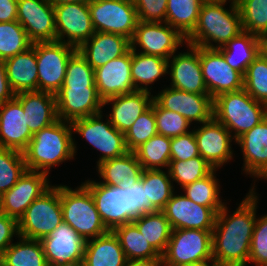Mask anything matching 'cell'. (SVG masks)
Masks as SVG:
<instances>
[{
	"label": "cell",
	"mask_w": 267,
	"mask_h": 266,
	"mask_svg": "<svg viewBox=\"0 0 267 266\" xmlns=\"http://www.w3.org/2000/svg\"><path fill=\"white\" fill-rule=\"evenodd\" d=\"M130 215L135 219L146 214V193L141 178L129 188Z\"/></svg>",
	"instance_id": "52"
},
{
	"label": "cell",
	"mask_w": 267,
	"mask_h": 266,
	"mask_svg": "<svg viewBox=\"0 0 267 266\" xmlns=\"http://www.w3.org/2000/svg\"><path fill=\"white\" fill-rule=\"evenodd\" d=\"M260 41V54L267 59V34L259 37Z\"/></svg>",
	"instance_id": "58"
},
{
	"label": "cell",
	"mask_w": 267,
	"mask_h": 266,
	"mask_svg": "<svg viewBox=\"0 0 267 266\" xmlns=\"http://www.w3.org/2000/svg\"><path fill=\"white\" fill-rule=\"evenodd\" d=\"M210 261H212V264H209ZM180 266H219V265L214 259H211V260H205V261L198 262V263L184 264Z\"/></svg>",
	"instance_id": "59"
},
{
	"label": "cell",
	"mask_w": 267,
	"mask_h": 266,
	"mask_svg": "<svg viewBox=\"0 0 267 266\" xmlns=\"http://www.w3.org/2000/svg\"><path fill=\"white\" fill-rule=\"evenodd\" d=\"M63 222L60 186H50L26 209L18 221L19 236L41 240Z\"/></svg>",
	"instance_id": "6"
},
{
	"label": "cell",
	"mask_w": 267,
	"mask_h": 266,
	"mask_svg": "<svg viewBox=\"0 0 267 266\" xmlns=\"http://www.w3.org/2000/svg\"><path fill=\"white\" fill-rule=\"evenodd\" d=\"M88 7L95 32L120 34L132 39L138 23L133 0H93Z\"/></svg>",
	"instance_id": "9"
},
{
	"label": "cell",
	"mask_w": 267,
	"mask_h": 266,
	"mask_svg": "<svg viewBox=\"0 0 267 266\" xmlns=\"http://www.w3.org/2000/svg\"><path fill=\"white\" fill-rule=\"evenodd\" d=\"M199 59L206 88L213 99L244 88V76L226 63L218 49L199 47Z\"/></svg>",
	"instance_id": "14"
},
{
	"label": "cell",
	"mask_w": 267,
	"mask_h": 266,
	"mask_svg": "<svg viewBox=\"0 0 267 266\" xmlns=\"http://www.w3.org/2000/svg\"><path fill=\"white\" fill-rule=\"evenodd\" d=\"M82 184L90 191L101 220L109 231L134 220L130 215L129 189L93 180Z\"/></svg>",
	"instance_id": "12"
},
{
	"label": "cell",
	"mask_w": 267,
	"mask_h": 266,
	"mask_svg": "<svg viewBox=\"0 0 267 266\" xmlns=\"http://www.w3.org/2000/svg\"><path fill=\"white\" fill-rule=\"evenodd\" d=\"M153 100L154 96L150 92L136 90L108 98L103 101V105L112 102V111L108 118L114 128L125 134L138 117L151 107Z\"/></svg>",
	"instance_id": "27"
},
{
	"label": "cell",
	"mask_w": 267,
	"mask_h": 266,
	"mask_svg": "<svg viewBox=\"0 0 267 266\" xmlns=\"http://www.w3.org/2000/svg\"><path fill=\"white\" fill-rule=\"evenodd\" d=\"M141 182L146 193V214L162 211L174 193L169 172L142 170Z\"/></svg>",
	"instance_id": "34"
},
{
	"label": "cell",
	"mask_w": 267,
	"mask_h": 266,
	"mask_svg": "<svg viewBox=\"0 0 267 266\" xmlns=\"http://www.w3.org/2000/svg\"><path fill=\"white\" fill-rule=\"evenodd\" d=\"M213 259L212 231L198 229L172 230L161 255L160 266H180Z\"/></svg>",
	"instance_id": "7"
},
{
	"label": "cell",
	"mask_w": 267,
	"mask_h": 266,
	"mask_svg": "<svg viewBox=\"0 0 267 266\" xmlns=\"http://www.w3.org/2000/svg\"><path fill=\"white\" fill-rule=\"evenodd\" d=\"M95 86L94 69L77 50L69 59L62 87Z\"/></svg>",
	"instance_id": "48"
},
{
	"label": "cell",
	"mask_w": 267,
	"mask_h": 266,
	"mask_svg": "<svg viewBox=\"0 0 267 266\" xmlns=\"http://www.w3.org/2000/svg\"><path fill=\"white\" fill-rule=\"evenodd\" d=\"M231 9L224 8L227 0L203 2L194 30L186 37V43L201 48L218 49L242 32L241 15L236 0ZM212 42L219 45H213Z\"/></svg>",
	"instance_id": "3"
},
{
	"label": "cell",
	"mask_w": 267,
	"mask_h": 266,
	"mask_svg": "<svg viewBox=\"0 0 267 266\" xmlns=\"http://www.w3.org/2000/svg\"><path fill=\"white\" fill-rule=\"evenodd\" d=\"M2 214V205H1V197H0V215Z\"/></svg>",
	"instance_id": "62"
},
{
	"label": "cell",
	"mask_w": 267,
	"mask_h": 266,
	"mask_svg": "<svg viewBox=\"0 0 267 266\" xmlns=\"http://www.w3.org/2000/svg\"><path fill=\"white\" fill-rule=\"evenodd\" d=\"M17 0H0V22L17 20Z\"/></svg>",
	"instance_id": "55"
},
{
	"label": "cell",
	"mask_w": 267,
	"mask_h": 266,
	"mask_svg": "<svg viewBox=\"0 0 267 266\" xmlns=\"http://www.w3.org/2000/svg\"><path fill=\"white\" fill-rule=\"evenodd\" d=\"M171 160L186 161L200 155L193 130L171 138Z\"/></svg>",
	"instance_id": "51"
},
{
	"label": "cell",
	"mask_w": 267,
	"mask_h": 266,
	"mask_svg": "<svg viewBox=\"0 0 267 266\" xmlns=\"http://www.w3.org/2000/svg\"><path fill=\"white\" fill-rule=\"evenodd\" d=\"M218 50L226 63L244 76L247 67L260 54L259 37L243 30Z\"/></svg>",
	"instance_id": "32"
},
{
	"label": "cell",
	"mask_w": 267,
	"mask_h": 266,
	"mask_svg": "<svg viewBox=\"0 0 267 266\" xmlns=\"http://www.w3.org/2000/svg\"><path fill=\"white\" fill-rule=\"evenodd\" d=\"M184 41L186 42V38L166 22L138 21L130 43L131 50H136L138 45L142 49L140 53L159 56L170 61Z\"/></svg>",
	"instance_id": "11"
},
{
	"label": "cell",
	"mask_w": 267,
	"mask_h": 266,
	"mask_svg": "<svg viewBox=\"0 0 267 266\" xmlns=\"http://www.w3.org/2000/svg\"><path fill=\"white\" fill-rule=\"evenodd\" d=\"M202 125L193 130L200 156L217 169L232 159V133L214 118Z\"/></svg>",
	"instance_id": "22"
},
{
	"label": "cell",
	"mask_w": 267,
	"mask_h": 266,
	"mask_svg": "<svg viewBox=\"0 0 267 266\" xmlns=\"http://www.w3.org/2000/svg\"><path fill=\"white\" fill-rule=\"evenodd\" d=\"M56 41L78 49L90 39L95 30L92 25L88 4L64 3L54 6ZM65 35L68 38L65 40Z\"/></svg>",
	"instance_id": "13"
},
{
	"label": "cell",
	"mask_w": 267,
	"mask_h": 266,
	"mask_svg": "<svg viewBox=\"0 0 267 266\" xmlns=\"http://www.w3.org/2000/svg\"><path fill=\"white\" fill-rule=\"evenodd\" d=\"M244 89L253 99L267 105V59L262 54L247 67Z\"/></svg>",
	"instance_id": "45"
},
{
	"label": "cell",
	"mask_w": 267,
	"mask_h": 266,
	"mask_svg": "<svg viewBox=\"0 0 267 266\" xmlns=\"http://www.w3.org/2000/svg\"><path fill=\"white\" fill-rule=\"evenodd\" d=\"M154 100L164 109L177 112L190 123L198 121L205 123L213 118V98L181 91L172 87L163 89Z\"/></svg>",
	"instance_id": "19"
},
{
	"label": "cell",
	"mask_w": 267,
	"mask_h": 266,
	"mask_svg": "<svg viewBox=\"0 0 267 266\" xmlns=\"http://www.w3.org/2000/svg\"><path fill=\"white\" fill-rule=\"evenodd\" d=\"M60 201L63 222L70 225L85 240L109 232L101 220L90 191L83 184L74 190L60 185Z\"/></svg>",
	"instance_id": "5"
},
{
	"label": "cell",
	"mask_w": 267,
	"mask_h": 266,
	"mask_svg": "<svg viewBox=\"0 0 267 266\" xmlns=\"http://www.w3.org/2000/svg\"><path fill=\"white\" fill-rule=\"evenodd\" d=\"M18 237L19 242L12 243L0 258L2 266H48L40 240Z\"/></svg>",
	"instance_id": "36"
},
{
	"label": "cell",
	"mask_w": 267,
	"mask_h": 266,
	"mask_svg": "<svg viewBox=\"0 0 267 266\" xmlns=\"http://www.w3.org/2000/svg\"><path fill=\"white\" fill-rule=\"evenodd\" d=\"M168 63L169 60L159 56L146 55L132 50L131 75L135 90L150 92L147 86L166 73L168 74Z\"/></svg>",
	"instance_id": "35"
},
{
	"label": "cell",
	"mask_w": 267,
	"mask_h": 266,
	"mask_svg": "<svg viewBox=\"0 0 267 266\" xmlns=\"http://www.w3.org/2000/svg\"><path fill=\"white\" fill-rule=\"evenodd\" d=\"M153 110L157 134L174 138L190 132L188 127L191 123L179 113L162 108L155 100H153Z\"/></svg>",
	"instance_id": "47"
},
{
	"label": "cell",
	"mask_w": 267,
	"mask_h": 266,
	"mask_svg": "<svg viewBox=\"0 0 267 266\" xmlns=\"http://www.w3.org/2000/svg\"><path fill=\"white\" fill-rule=\"evenodd\" d=\"M156 134V118L152 103L151 107L142 113L125 133L127 149L134 152L139 146L147 142Z\"/></svg>",
	"instance_id": "46"
},
{
	"label": "cell",
	"mask_w": 267,
	"mask_h": 266,
	"mask_svg": "<svg viewBox=\"0 0 267 266\" xmlns=\"http://www.w3.org/2000/svg\"><path fill=\"white\" fill-rule=\"evenodd\" d=\"M187 48H190V52L172 55L173 58L168 63L172 81L170 86L189 93L209 95L202 75L199 46L188 44Z\"/></svg>",
	"instance_id": "23"
},
{
	"label": "cell",
	"mask_w": 267,
	"mask_h": 266,
	"mask_svg": "<svg viewBox=\"0 0 267 266\" xmlns=\"http://www.w3.org/2000/svg\"><path fill=\"white\" fill-rule=\"evenodd\" d=\"M40 241L48 266L75 265L83 261L86 240L65 222Z\"/></svg>",
	"instance_id": "16"
},
{
	"label": "cell",
	"mask_w": 267,
	"mask_h": 266,
	"mask_svg": "<svg viewBox=\"0 0 267 266\" xmlns=\"http://www.w3.org/2000/svg\"><path fill=\"white\" fill-rule=\"evenodd\" d=\"M129 260H146L161 263V255L146 240L133 223H126L112 230Z\"/></svg>",
	"instance_id": "33"
},
{
	"label": "cell",
	"mask_w": 267,
	"mask_h": 266,
	"mask_svg": "<svg viewBox=\"0 0 267 266\" xmlns=\"http://www.w3.org/2000/svg\"><path fill=\"white\" fill-rule=\"evenodd\" d=\"M102 117L101 112L70 122L72 131L80 134L88 143L102 153L97 164L122 156L129 151L126 146L125 134L114 128L109 118L104 123L101 120Z\"/></svg>",
	"instance_id": "10"
},
{
	"label": "cell",
	"mask_w": 267,
	"mask_h": 266,
	"mask_svg": "<svg viewBox=\"0 0 267 266\" xmlns=\"http://www.w3.org/2000/svg\"><path fill=\"white\" fill-rule=\"evenodd\" d=\"M27 32L15 20L0 22V59H8L28 50L32 46Z\"/></svg>",
	"instance_id": "40"
},
{
	"label": "cell",
	"mask_w": 267,
	"mask_h": 266,
	"mask_svg": "<svg viewBox=\"0 0 267 266\" xmlns=\"http://www.w3.org/2000/svg\"><path fill=\"white\" fill-rule=\"evenodd\" d=\"M127 260L118 238L112 231L86 240L84 266H123Z\"/></svg>",
	"instance_id": "31"
},
{
	"label": "cell",
	"mask_w": 267,
	"mask_h": 266,
	"mask_svg": "<svg viewBox=\"0 0 267 266\" xmlns=\"http://www.w3.org/2000/svg\"><path fill=\"white\" fill-rule=\"evenodd\" d=\"M58 119L73 121L102 112L103 100L96 87H61L55 94Z\"/></svg>",
	"instance_id": "20"
},
{
	"label": "cell",
	"mask_w": 267,
	"mask_h": 266,
	"mask_svg": "<svg viewBox=\"0 0 267 266\" xmlns=\"http://www.w3.org/2000/svg\"><path fill=\"white\" fill-rule=\"evenodd\" d=\"M5 65L9 85L15 94L38 90V68L33 46L6 59Z\"/></svg>",
	"instance_id": "30"
},
{
	"label": "cell",
	"mask_w": 267,
	"mask_h": 266,
	"mask_svg": "<svg viewBox=\"0 0 267 266\" xmlns=\"http://www.w3.org/2000/svg\"><path fill=\"white\" fill-rule=\"evenodd\" d=\"M123 266H160V263L146 260H129L127 259Z\"/></svg>",
	"instance_id": "56"
},
{
	"label": "cell",
	"mask_w": 267,
	"mask_h": 266,
	"mask_svg": "<svg viewBox=\"0 0 267 266\" xmlns=\"http://www.w3.org/2000/svg\"><path fill=\"white\" fill-rule=\"evenodd\" d=\"M202 2H216V1H219V0H201Z\"/></svg>",
	"instance_id": "60"
},
{
	"label": "cell",
	"mask_w": 267,
	"mask_h": 266,
	"mask_svg": "<svg viewBox=\"0 0 267 266\" xmlns=\"http://www.w3.org/2000/svg\"><path fill=\"white\" fill-rule=\"evenodd\" d=\"M93 0H48V2L52 6L61 5L64 3H82V4H90Z\"/></svg>",
	"instance_id": "57"
},
{
	"label": "cell",
	"mask_w": 267,
	"mask_h": 266,
	"mask_svg": "<svg viewBox=\"0 0 267 266\" xmlns=\"http://www.w3.org/2000/svg\"><path fill=\"white\" fill-rule=\"evenodd\" d=\"M98 173L103 178L102 184L119 186L127 190L136 183L142 175V166L134 152L128 151L122 156L105 160L97 164Z\"/></svg>",
	"instance_id": "29"
},
{
	"label": "cell",
	"mask_w": 267,
	"mask_h": 266,
	"mask_svg": "<svg viewBox=\"0 0 267 266\" xmlns=\"http://www.w3.org/2000/svg\"><path fill=\"white\" fill-rule=\"evenodd\" d=\"M138 21L163 23L166 22L168 0H133Z\"/></svg>",
	"instance_id": "50"
},
{
	"label": "cell",
	"mask_w": 267,
	"mask_h": 266,
	"mask_svg": "<svg viewBox=\"0 0 267 266\" xmlns=\"http://www.w3.org/2000/svg\"><path fill=\"white\" fill-rule=\"evenodd\" d=\"M267 117V105L253 99L244 88L213 99V118L223 124L233 139L251 130Z\"/></svg>",
	"instance_id": "4"
},
{
	"label": "cell",
	"mask_w": 267,
	"mask_h": 266,
	"mask_svg": "<svg viewBox=\"0 0 267 266\" xmlns=\"http://www.w3.org/2000/svg\"><path fill=\"white\" fill-rule=\"evenodd\" d=\"M202 4L201 0H168L166 23L186 38L196 27Z\"/></svg>",
	"instance_id": "38"
},
{
	"label": "cell",
	"mask_w": 267,
	"mask_h": 266,
	"mask_svg": "<svg viewBox=\"0 0 267 266\" xmlns=\"http://www.w3.org/2000/svg\"><path fill=\"white\" fill-rule=\"evenodd\" d=\"M249 191L233 214L225 205L217 213L212 230V255L219 266H246L256 221L257 196Z\"/></svg>",
	"instance_id": "1"
},
{
	"label": "cell",
	"mask_w": 267,
	"mask_h": 266,
	"mask_svg": "<svg viewBox=\"0 0 267 266\" xmlns=\"http://www.w3.org/2000/svg\"><path fill=\"white\" fill-rule=\"evenodd\" d=\"M132 50L94 69L95 86L100 98L129 94L136 91L131 75Z\"/></svg>",
	"instance_id": "21"
},
{
	"label": "cell",
	"mask_w": 267,
	"mask_h": 266,
	"mask_svg": "<svg viewBox=\"0 0 267 266\" xmlns=\"http://www.w3.org/2000/svg\"><path fill=\"white\" fill-rule=\"evenodd\" d=\"M131 49L130 39L107 32H95L77 50L86 59L88 64L96 69L112 59L126 54Z\"/></svg>",
	"instance_id": "25"
},
{
	"label": "cell",
	"mask_w": 267,
	"mask_h": 266,
	"mask_svg": "<svg viewBox=\"0 0 267 266\" xmlns=\"http://www.w3.org/2000/svg\"><path fill=\"white\" fill-rule=\"evenodd\" d=\"M213 170L214 168L199 155L186 161L170 160L167 172L171 180L183 188L209 175Z\"/></svg>",
	"instance_id": "42"
},
{
	"label": "cell",
	"mask_w": 267,
	"mask_h": 266,
	"mask_svg": "<svg viewBox=\"0 0 267 266\" xmlns=\"http://www.w3.org/2000/svg\"><path fill=\"white\" fill-rule=\"evenodd\" d=\"M235 141L243 152V171L267 179V117Z\"/></svg>",
	"instance_id": "26"
},
{
	"label": "cell",
	"mask_w": 267,
	"mask_h": 266,
	"mask_svg": "<svg viewBox=\"0 0 267 266\" xmlns=\"http://www.w3.org/2000/svg\"><path fill=\"white\" fill-rule=\"evenodd\" d=\"M248 262L267 266V215L255 221Z\"/></svg>",
	"instance_id": "49"
},
{
	"label": "cell",
	"mask_w": 267,
	"mask_h": 266,
	"mask_svg": "<svg viewBox=\"0 0 267 266\" xmlns=\"http://www.w3.org/2000/svg\"><path fill=\"white\" fill-rule=\"evenodd\" d=\"M242 30L258 37L267 34V0H236Z\"/></svg>",
	"instance_id": "41"
},
{
	"label": "cell",
	"mask_w": 267,
	"mask_h": 266,
	"mask_svg": "<svg viewBox=\"0 0 267 266\" xmlns=\"http://www.w3.org/2000/svg\"><path fill=\"white\" fill-rule=\"evenodd\" d=\"M32 46L36 51L38 91L55 95L63 85L68 61L77 49L60 41L38 42Z\"/></svg>",
	"instance_id": "8"
},
{
	"label": "cell",
	"mask_w": 267,
	"mask_h": 266,
	"mask_svg": "<svg viewBox=\"0 0 267 266\" xmlns=\"http://www.w3.org/2000/svg\"><path fill=\"white\" fill-rule=\"evenodd\" d=\"M14 234L19 236L18 221L2 213L0 215V258L12 244L11 240L15 236Z\"/></svg>",
	"instance_id": "53"
},
{
	"label": "cell",
	"mask_w": 267,
	"mask_h": 266,
	"mask_svg": "<svg viewBox=\"0 0 267 266\" xmlns=\"http://www.w3.org/2000/svg\"><path fill=\"white\" fill-rule=\"evenodd\" d=\"M17 21L32 43L56 41L55 11L48 0H17Z\"/></svg>",
	"instance_id": "17"
},
{
	"label": "cell",
	"mask_w": 267,
	"mask_h": 266,
	"mask_svg": "<svg viewBox=\"0 0 267 266\" xmlns=\"http://www.w3.org/2000/svg\"><path fill=\"white\" fill-rule=\"evenodd\" d=\"M26 114L27 126L34 135L58 120L55 95L42 91H24L15 94Z\"/></svg>",
	"instance_id": "28"
},
{
	"label": "cell",
	"mask_w": 267,
	"mask_h": 266,
	"mask_svg": "<svg viewBox=\"0 0 267 266\" xmlns=\"http://www.w3.org/2000/svg\"><path fill=\"white\" fill-rule=\"evenodd\" d=\"M15 93L12 91L6 73L5 59H0V104L12 100Z\"/></svg>",
	"instance_id": "54"
},
{
	"label": "cell",
	"mask_w": 267,
	"mask_h": 266,
	"mask_svg": "<svg viewBox=\"0 0 267 266\" xmlns=\"http://www.w3.org/2000/svg\"><path fill=\"white\" fill-rule=\"evenodd\" d=\"M48 175L26 170L17 183L1 196L2 213L19 221L26 209L49 187Z\"/></svg>",
	"instance_id": "18"
},
{
	"label": "cell",
	"mask_w": 267,
	"mask_h": 266,
	"mask_svg": "<svg viewBox=\"0 0 267 266\" xmlns=\"http://www.w3.org/2000/svg\"><path fill=\"white\" fill-rule=\"evenodd\" d=\"M67 266H84V264L81 262V263H78V264H75V265H67Z\"/></svg>",
	"instance_id": "61"
},
{
	"label": "cell",
	"mask_w": 267,
	"mask_h": 266,
	"mask_svg": "<svg viewBox=\"0 0 267 266\" xmlns=\"http://www.w3.org/2000/svg\"><path fill=\"white\" fill-rule=\"evenodd\" d=\"M171 138L160 134L154 135L147 142L139 146L135 155L143 170H158L169 167L171 160Z\"/></svg>",
	"instance_id": "39"
},
{
	"label": "cell",
	"mask_w": 267,
	"mask_h": 266,
	"mask_svg": "<svg viewBox=\"0 0 267 266\" xmlns=\"http://www.w3.org/2000/svg\"><path fill=\"white\" fill-rule=\"evenodd\" d=\"M222 207H207L194 203L185 195L172 194L162 210L172 230L198 229L212 231L216 215Z\"/></svg>",
	"instance_id": "15"
},
{
	"label": "cell",
	"mask_w": 267,
	"mask_h": 266,
	"mask_svg": "<svg viewBox=\"0 0 267 266\" xmlns=\"http://www.w3.org/2000/svg\"><path fill=\"white\" fill-rule=\"evenodd\" d=\"M214 169L209 175L185 185L182 189L185 196L194 203L207 207H223L226 203H222L219 198V184Z\"/></svg>",
	"instance_id": "43"
},
{
	"label": "cell",
	"mask_w": 267,
	"mask_h": 266,
	"mask_svg": "<svg viewBox=\"0 0 267 266\" xmlns=\"http://www.w3.org/2000/svg\"><path fill=\"white\" fill-rule=\"evenodd\" d=\"M72 133L71 123L61 119L35 133L23 152L27 170L48 175L56 164L74 158L77 149Z\"/></svg>",
	"instance_id": "2"
},
{
	"label": "cell",
	"mask_w": 267,
	"mask_h": 266,
	"mask_svg": "<svg viewBox=\"0 0 267 266\" xmlns=\"http://www.w3.org/2000/svg\"><path fill=\"white\" fill-rule=\"evenodd\" d=\"M153 248L162 255L165 252L172 228L163 211H155L136 217L132 221Z\"/></svg>",
	"instance_id": "37"
},
{
	"label": "cell",
	"mask_w": 267,
	"mask_h": 266,
	"mask_svg": "<svg viewBox=\"0 0 267 266\" xmlns=\"http://www.w3.org/2000/svg\"><path fill=\"white\" fill-rule=\"evenodd\" d=\"M33 134L27 126L26 114L14 97L0 104V147L24 152Z\"/></svg>",
	"instance_id": "24"
},
{
	"label": "cell",
	"mask_w": 267,
	"mask_h": 266,
	"mask_svg": "<svg viewBox=\"0 0 267 266\" xmlns=\"http://www.w3.org/2000/svg\"><path fill=\"white\" fill-rule=\"evenodd\" d=\"M26 170L22 152L0 147V197L17 183Z\"/></svg>",
	"instance_id": "44"
}]
</instances>
